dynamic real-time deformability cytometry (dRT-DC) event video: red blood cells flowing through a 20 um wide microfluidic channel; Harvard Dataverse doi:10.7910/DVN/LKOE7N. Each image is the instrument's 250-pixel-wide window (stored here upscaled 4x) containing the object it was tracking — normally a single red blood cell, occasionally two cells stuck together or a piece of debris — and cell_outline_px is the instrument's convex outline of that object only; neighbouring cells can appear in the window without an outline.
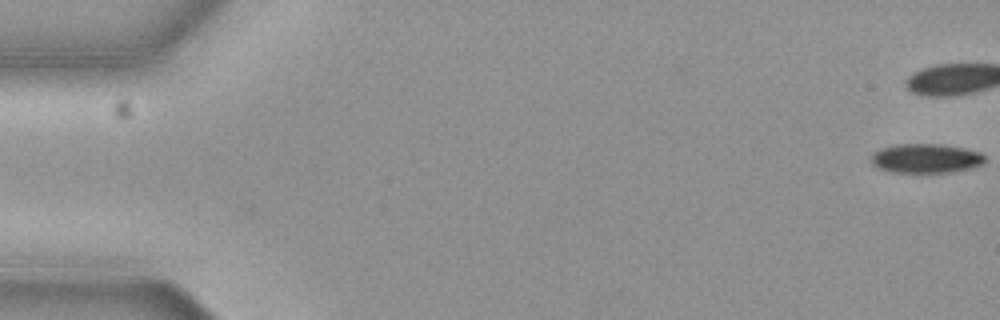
{"species": "common noctule bat (a hibernating species)", "species_latin": "Nyctalus noctula", "temperature_condition": "cold", "stored_images_in_passage": 16, "camera_frame_rate_fps": 3000, "um_per_image_px": 0.085, "animal": {"sex": "female", "body_mass_g": 19.3, "forearm_length_mm": 54.1}, "frame": {"image": 1, "passage_image": 1, "time_ms": 0.0, "image_size_px": [1000, 320], "cell_outline_px": [[984, 160], [980, 164], [972, 168], [948, 172], [888, 172], [872, 164], [868, 156], [872, 152], [880, 148], [892, 144], [940, 144], [964, 148], [980, 152], [984, 156]], "centroid_in_image_um": [78.61, 13.45], "position_along_channel_um": 6.4, "area_um2": 19.54}}